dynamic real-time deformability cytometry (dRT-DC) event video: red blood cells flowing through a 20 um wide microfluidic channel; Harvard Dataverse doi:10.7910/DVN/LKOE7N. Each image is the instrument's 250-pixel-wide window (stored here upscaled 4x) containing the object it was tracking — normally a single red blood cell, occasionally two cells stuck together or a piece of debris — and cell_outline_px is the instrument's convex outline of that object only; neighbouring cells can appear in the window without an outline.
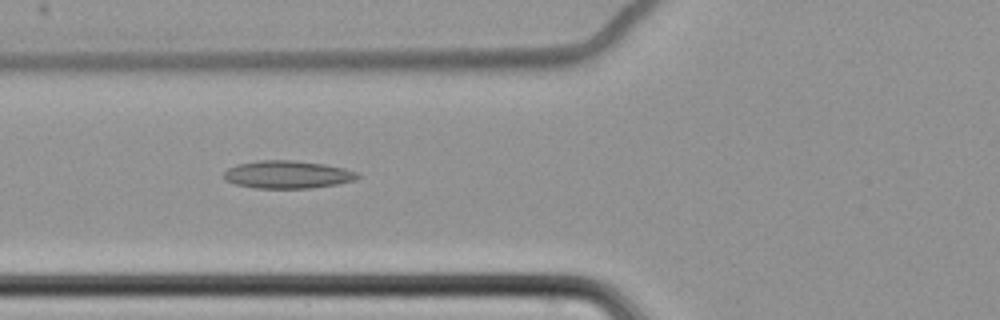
{"species": "common noctule bat (a hibernating species)", "species_latin": "Nyctalus noctula", "temperature_condition": "cold", "stored_images_in_passage": 50, "camera_frame_rate_fps": 3000, "um_per_image_px": 0.085, "animal": {"sex": "female", "body_mass_g": 22.7, "forearm_length_mm": 54.2}, "frame": {"image": 1, "passage_image": 14, "time_ms": 4.333, "image_size_px": [1000, 320], "cell_outline_px": [[360, 176], [356, 180], [336, 184], [312, 188], [256, 188], [236, 184], [224, 180], [224, 172], [228, 168], [236, 164], [256, 160], [292, 160], [324, 164], [344, 168], [356, 172]], "centroid_in_image_um": [24.42, 14.83], "position_along_channel_um": 101.4, "area_um2": 21.68}}
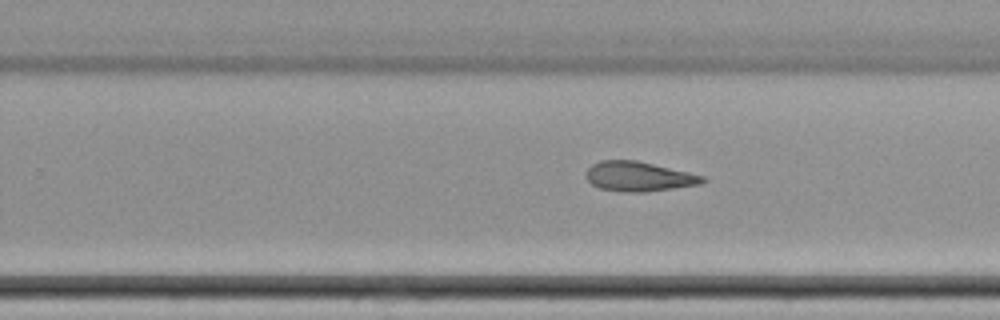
{"frame": {"image": 2, "passage_image": 29, "time_ms": 9.333, "image_size_px": [1000, 320], "cell_outline_px": [[708, 180], [700, 184], [644, 192], [624, 192], [600, 188], [592, 184], [584, 176], [584, 172], [592, 164], [600, 160], [636, 160], [688, 172], [704, 176]], "centroid_in_image_um": [54.26, 14.99], "position_along_channel_um": 275.5, "area_um2": 20.11}}
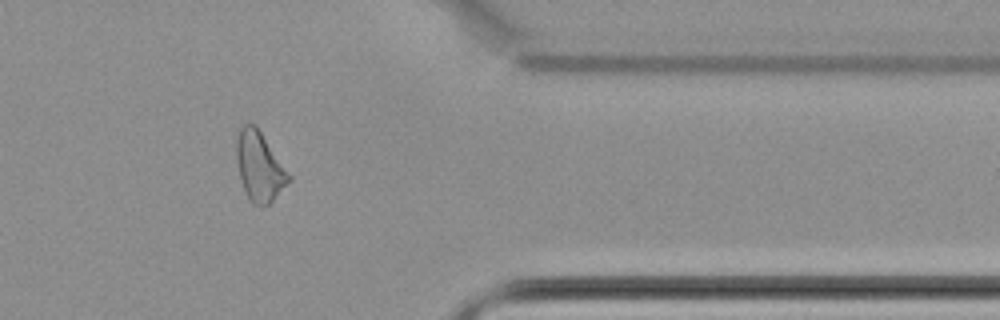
{"frame": {"image": 3, "passage_image": 40, "time_ms": 13.0, "image_size_px": [1000, 320], "cell_outline_px": [[292, 180], [268, 204], [252, 204], [248, 200], [240, 176], [236, 160], [236, 140], [240, 128], [244, 124], [256, 124], [292, 176]], "centroid_in_image_um": [22.06, 14.12], "position_along_channel_um": 389.3, "area_um2": 21.15}, "authors_computed_cell_mechanics": {"area_um2": 21.1259, "velocity_mm_per_s": 3.4781, "shape_relaxation_time_tau1_ms": 6.8715, "shape_relaxation_time_tau2_ms": null, "deformation_change_tau1": 0.1424, "deformation_change_tau2": null}}